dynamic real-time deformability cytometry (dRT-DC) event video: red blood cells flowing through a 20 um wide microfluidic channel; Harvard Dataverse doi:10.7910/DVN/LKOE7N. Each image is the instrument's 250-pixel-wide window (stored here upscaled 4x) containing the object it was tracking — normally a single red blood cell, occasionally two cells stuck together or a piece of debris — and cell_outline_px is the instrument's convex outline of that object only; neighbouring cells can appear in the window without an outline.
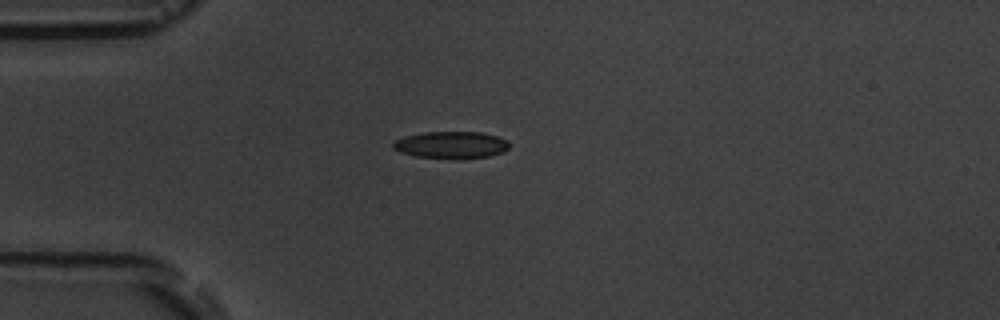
{"species": "common noctule bat (a hibernating species)", "species_latin": "Nyctalus noctula", "temperature_condition": "room temperature", "stored_images_in_passage": 1, "camera_frame_rate_fps": 3000, "um_per_image_px": 0.085, "animal": {"sex": "male", "body_mass_g": 19.5, "forearm_length_mm": 54.6}, "frame": {"image": 1, "passage_image": 1, "time_ms": 0.0, "image_size_px": [1000, 320], "cell_outline_px": [[508, 148], [504, 152], [488, 156], [416, 156], [400, 152], [392, 148], [392, 144], [396, 140], [404, 136], [424, 132], [484, 132], [508, 140]], "centroid_in_image_um": [38.34, 12.26], "position_along_channel_um": 46.7, "area_um2": 17.51}}